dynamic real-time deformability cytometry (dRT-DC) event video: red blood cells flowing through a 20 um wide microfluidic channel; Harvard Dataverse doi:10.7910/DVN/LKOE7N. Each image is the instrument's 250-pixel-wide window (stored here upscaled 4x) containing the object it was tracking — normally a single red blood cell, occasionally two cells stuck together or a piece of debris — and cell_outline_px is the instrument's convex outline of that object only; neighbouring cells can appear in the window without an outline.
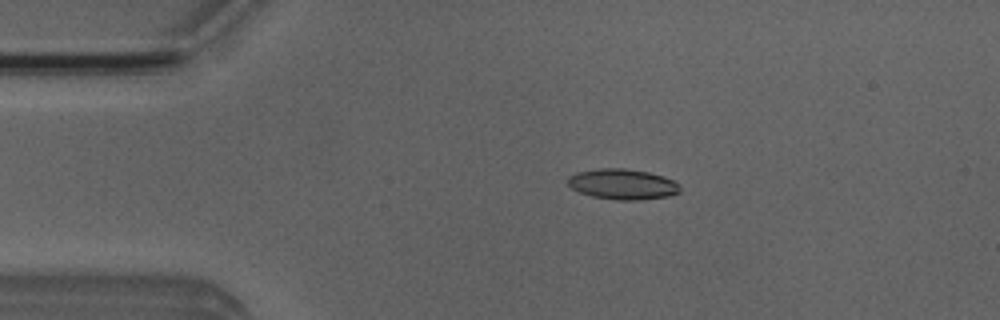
{"species": "Egyptian fruit bat (a non-hibernating species)", "species_latin": "Rousettus aegyptiacus", "temperature_condition": "room temperature", "stored_images_in_passage": 3, "camera_frame_rate_fps": 3000, "um_per_image_px": 0.085, "animal": {"sex": "male"}, "frame": {"image": 1, "passage_image": 2, "time_ms": 1.0, "image_size_px": [1000, 320], "cell_outline_px": [[680, 192], [668, 196], [636, 200], [616, 200], [592, 196], [580, 192], [572, 188], [568, 184], [568, 176], [576, 172], [600, 168], [624, 168], [648, 172], [664, 176], [680, 184]], "centroid_in_image_um": [52.92, 15.65], "position_along_channel_um": 32.1, "area_um2": 19.94}}